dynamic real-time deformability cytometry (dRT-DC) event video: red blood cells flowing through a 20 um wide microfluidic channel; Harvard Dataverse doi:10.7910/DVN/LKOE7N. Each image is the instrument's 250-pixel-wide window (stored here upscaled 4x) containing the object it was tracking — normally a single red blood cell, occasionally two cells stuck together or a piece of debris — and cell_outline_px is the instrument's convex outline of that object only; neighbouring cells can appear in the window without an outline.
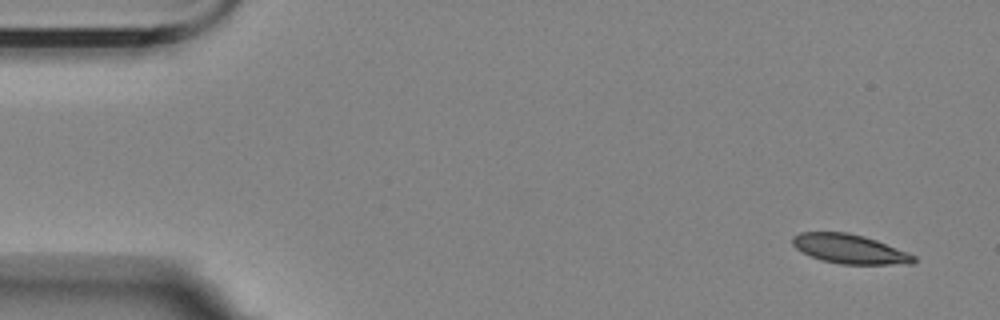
{"species": "Egyptian fruit bat (a non-hibernating species)", "species_latin": "Rousettus aegyptiacus", "temperature_condition": "room temperature", "stored_images_in_passage": 6, "camera_frame_rate_fps": 3000, "um_per_image_px": 0.085, "animal": {"sex": "female"}, "frame": {"image": 1, "passage_image": 1, "time_ms": 0.0, "image_size_px": [1000, 320], "cell_outline_px": [[916, 260], [912, 264], [840, 264], [820, 260], [796, 248], [792, 244], [792, 236], [800, 232], [848, 232], [864, 236], [876, 240], [908, 252], [916, 256]], "centroid_in_image_um": [72.23, 21.16], "position_along_channel_um": 12.8, "area_um2": 20.69}}
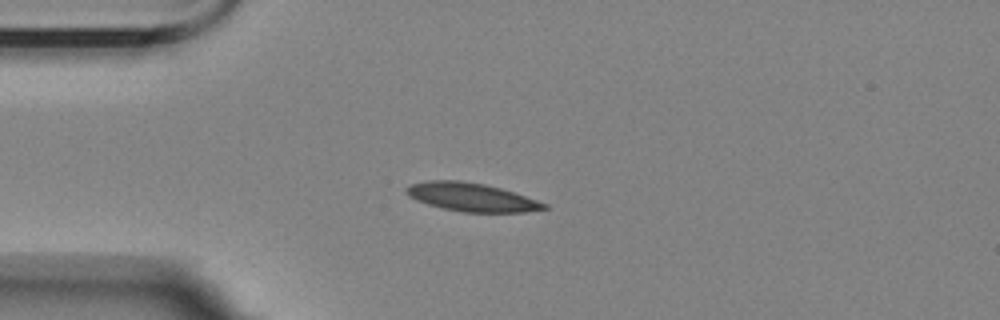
{"frame": {"image": 2, "passage_image": 4, "time_ms": 3.667, "image_size_px": [1000, 320], "cell_outline_px": [[548, 208], [524, 212], [464, 212], [444, 208], [428, 204], [416, 200], [408, 196], [404, 192], [404, 188], [412, 184], [428, 180], [460, 180], [484, 184], [500, 188], [548, 204]], "centroid_in_image_um": [40.03, 16.75], "position_along_channel_um": 45.0, "area_um2": 22.6}}
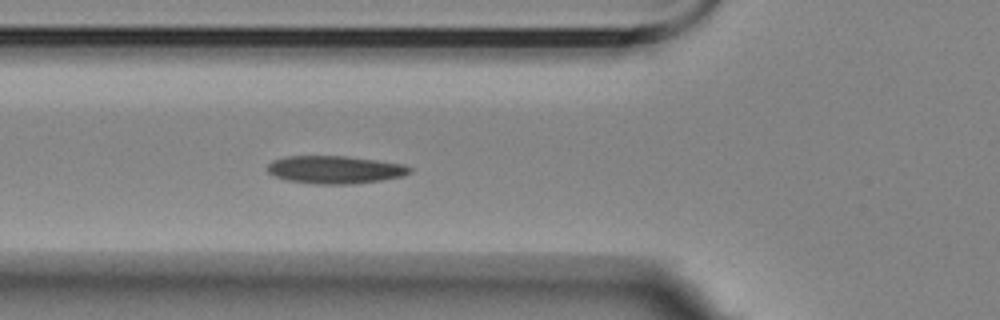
{"frame": {"image": 3, "passage_image": 6, "time_ms": 5.667, "image_size_px": [1000, 320], "cell_outline_px": [[412, 172], [404, 176], [380, 180], [352, 184], [312, 184], [288, 180], [276, 176], [268, 172], [268, 164], [272, 160], [288, 156], [348, 156], [404, 164], [412, 168]], "centroid_in_image_um": [28.5, 14.42], "position_along_channel_um": 97.3, "area_um2": 23.06}}